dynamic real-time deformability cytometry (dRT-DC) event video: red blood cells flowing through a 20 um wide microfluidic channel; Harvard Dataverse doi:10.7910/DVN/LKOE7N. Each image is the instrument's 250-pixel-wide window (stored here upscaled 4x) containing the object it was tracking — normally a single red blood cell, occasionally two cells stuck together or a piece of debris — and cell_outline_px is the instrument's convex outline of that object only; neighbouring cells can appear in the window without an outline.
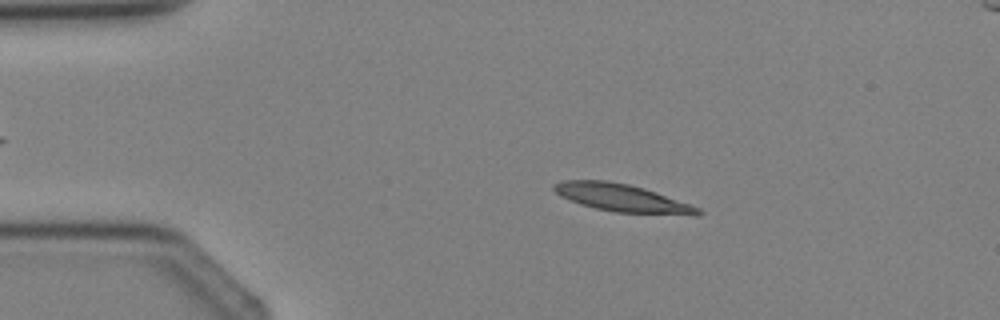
{"species": "Egyptian fruit bat (a non-hibernating species)", "species_latin": "Rousettus aegyptiacus", "temperature_condition": "cold", "stored_images_in_passage": 3, "camera_frame_rate_fps": 3000, "um_per_image_px": 0.085, "animal": {"sex": "female"}, "frame": {"image": 1, "passage_image": 2, "time_ms": 1.333, "image_size_px": [1000, 320], "cell_outline_px": [[704, 212], [696, 216], [616, 212], [596, 208], [580, 204], [560, 196], [552, 188], [552, 184], [564, 180], [604, 180], [628, 184], [644, 188], [656, 192], [700, 208]], "centroid_in_image_um": [52.89, 16.83], "position_along_channel_um": 32.1, "area_um2": 23.24}}